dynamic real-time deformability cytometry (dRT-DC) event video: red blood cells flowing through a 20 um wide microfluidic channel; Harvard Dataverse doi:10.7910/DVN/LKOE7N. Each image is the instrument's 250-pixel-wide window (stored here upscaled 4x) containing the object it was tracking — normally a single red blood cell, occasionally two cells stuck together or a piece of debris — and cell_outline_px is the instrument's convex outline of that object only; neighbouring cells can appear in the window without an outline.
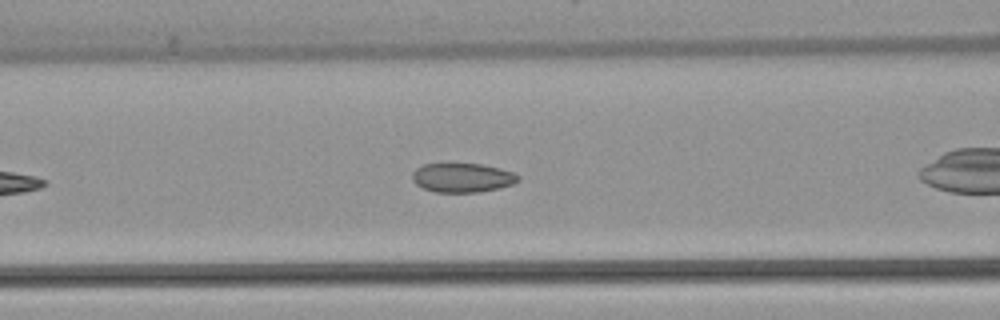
{"species": "common noctule bat (a hibernating species)", "species_latin": "Nyctalus noctula", "temperature_condition": "warm", "stored_images_in_passage": 24, "camera_frame_rate_fps": 3000, "um_per_image_px": 0.085, "animal": {"sex": "female", "body_mass_g": 22.7, "forearm_length_mm": 54.2}, "frame": {"image": 1, "passage_image": 8, "time_ms": 2.333, "image_size_px": [1000, 320], "cell_outline_px": [[520, 180], [512, 184], [500, 188], [476, 192], [436, 192], [424, 188], [416, 184], [412, 180], [412, 172], [416, 168], [424, 164], [480, 164], [500, 168], [512, 172], [520, 176]], "centroid_in_image_um": [39.3, 15.1], "position_along_channel_um": 127.3, "area_um2": 17.92}}
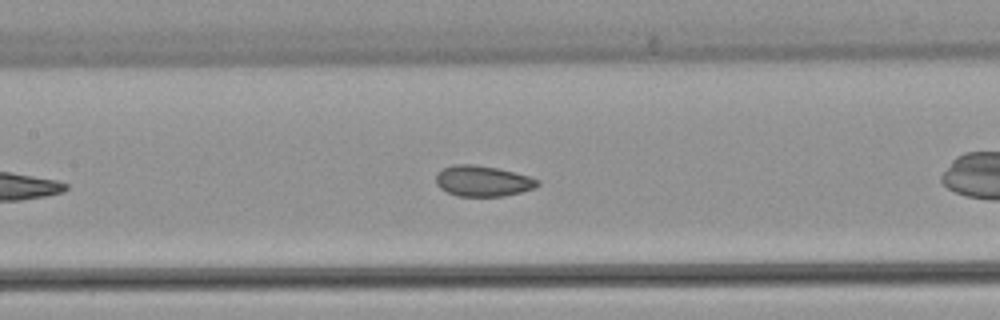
{"frame": {"image": 2, "passage_image": 11, "time_ms": 3.333, "image_size_px": [1000, 320], "cell_outline_px": [[540, 184], [536, 188], [504, 196], [456, 196], [440, 188], [436, 184], [436, 172], [452, 164], [472, 164], [496, 168], [528, 176], [540, 180]], "centroid_in_image_um": [41.02, 15.39], "position_along_channel_um": 166.4, "area_um2": 18.21}}
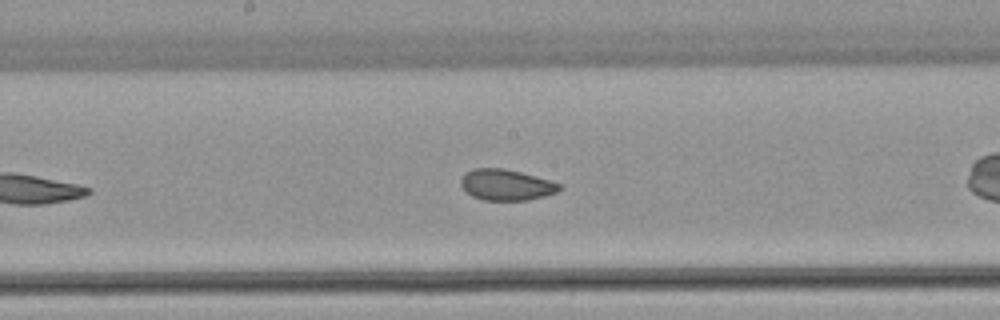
{"frame": {"image": 3, "passage_image": 14, "time_ms": 4.333, "image_size_px": [1000, 320], "cell_outline_px": [[560, 188], [556, 192], [544, 196], [528, 200], [484, 200], [472, 196], [460, 184], [460, 180], [464, 172], [472, 168], [504, 168], [520, 172], [548, 180], [560, 184]], "centroid_in_image_um": [42.97, 15.7], "position_along_channel_um": 205.2, "area_um2": 17.63}}